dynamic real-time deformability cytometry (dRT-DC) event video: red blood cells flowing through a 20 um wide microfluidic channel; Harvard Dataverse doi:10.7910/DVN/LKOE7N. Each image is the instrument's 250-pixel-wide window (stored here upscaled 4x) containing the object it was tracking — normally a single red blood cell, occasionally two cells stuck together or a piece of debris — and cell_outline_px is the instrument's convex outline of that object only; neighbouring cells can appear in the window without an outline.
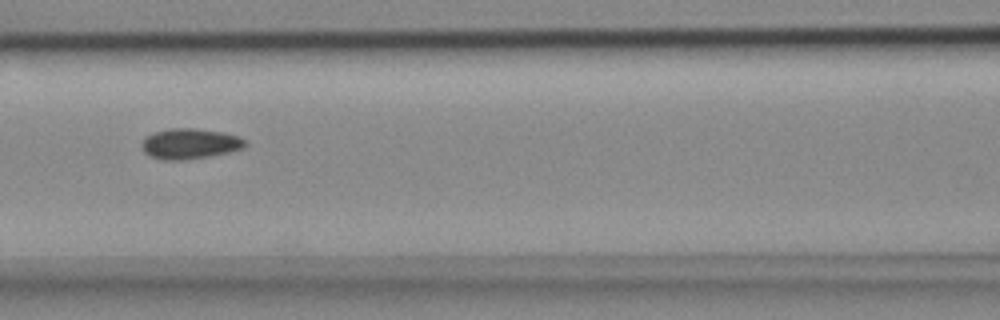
{"species": "common noctule bat (a hibernating species)", "species_latin": "Nyctalus noctula", "temperature_condition": "cold", "stored_images_in_passage": 8, "camera_frame_rate_fps": 3000, "um_per_image_px": 0.085, "animal": {"sex": "female", "body_mass_g": 18.4}, "frame": {"image": 1, "passage_image": 7, "time_ms": 2.0, "image_size_px": [1000, 320], "cell_outline_px": [[248, 144], [244, 148], [228, 152], [208, 156], [180, 160], [164, 160], [152, 156], [144, 152], [140, 144], [144, 136], [152, 132], [168, 128], [196, 128], [224, 132], [240, 136]], "centroid_in_image_um": [16.12, 12.19], "position_along_channel_um": 150.5, "area_um2": 18.55}}
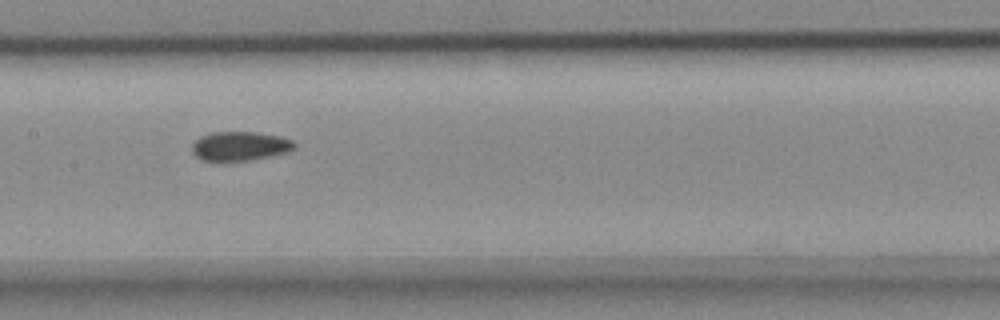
{"frame": {"image": 2, "passage_image": 8, "time_ms": 2.333, "image_size_px": [1000, 320], "cell_outline_px": [[296, 148], [284, 152], [268, 156], [248, 160], [204, 160], [196, 156], [192, 152], [192, 144], [200, 136], [212, 132], [256, 132], [280, 136], [292, 140], [296, 144]], "centroid_in_image_um": [20.39, 12.4], "position_along_channel_um": 187.0, "area_um2": 17.11}}